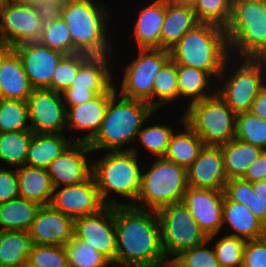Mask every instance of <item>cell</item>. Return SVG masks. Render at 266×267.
<instances>
[{
	"mask_svg": "<svg viewBox=\"0 0 266 267\" xmlns=\"http://www.w3.org/2000/svg\"><path fill=\"white\" fill-rule=\"evenodd\" d=\"M116 267H155L166 256L156 211L115 206Z\"/></svg>",
	"mask_w": 266,
	"mask_h": 267,
	"instance_id": "obj_1",
	"label": "cell"
},
{
	"mask_svg": "<svg viewBox=\"0 0 266 267\" xmlns=\"http://www.w3.org/2000/svg\"><path fill=\"white\" fill-rule=\"evenodd\" d=\"M100 2V0H66L63 3L62 18L72 37L73 54L114 55L117 43L113 35L117 23L112 22L113 15L108 3Z\"/></svg>",
	"mask_w": 266,
	"mask_h": 267,
	"instance_id": "obj_2",
	"label": "cell"
},
{
	"mask_svg": "<svg viewBox=\"0 0 266 267\" xmlns=\"http://www.w3.org/2000/svg\"><path fill=\"white\" fill-rule=\"evenodd\" d=\"M92 156V175L105 205L134 206L144 159L133 151L94 152Z\"/></svg>",
	"mask_w": 266,
	"mask_h": 267,
	"instance_id": "obj_3",
	"label": "cell"
},
{
	"mask_svg": "<svg viewBox=\"0 0 266 267\" xmlns=\"http://www.w3.org/2000/svg\"><path fill=\"white\" fill-rule=\"evenodd\" d=\"M154 112L147 102L123 97L116 91L90 148L93 152L132 151L143 123Z\"/></svg>",
	"mask_w": 266,
	"mask_h": 267,
	"instance_id": "obj_4",
	"label": "cell"
},
{
	"mask_svg": "<svg viewBox=\"0 0 266 267\" xmlns=\"http://www.w3.org/2000/svg\"><path fill=\"white\" fill-rule=\"evenodd\" d=\"M169 51L177 65L206 71L215 80L230 57L225 29L206 23H199L185 33Z\"/></svg>",
	"mask_w": 266,
	"mask_h": 267,
	"instance_id": "obj_5",
	"label": "cell"
},
{
	"mask_svg": "<svg viewBox=\"0 0 266 267\" xmlns=\"http://www.w3.org/2000/svg\"><path fill=\"white\" fill-rule=\"evenodd\" d=\"M118 47L122 48L116 45L113 55L114 70H116L114 71L116 72L114 73L116 75L114 76L116 91L123 97L145 101L153 108L154 81L163 66L171 59L170 51L161 48H135L134 52L136 53L130 52L132 57L129 55L128 63L121 65L117 57L119 56L118 54H122V57L123 53L117 50Z\"/></svg>",
	"mask_w": 266,
	"mask_h": 267,
	"instance_id": "obj_6",
	"label": "cell"
},
{
	"mask_svg": "<svg viewBox=\"0 0 266 267\" xmlns=\"http://www.w3.org/2000/svg\"><path fill=\"white\" fill-rule=\"evenodd\" d=\"M149 159L143 163L140 192L134 207L157 212L181 202L188 187L187 175L184 167L164 157Z\"/></svg>",
	"mask_w": 266,
	"mask_h": 267,
	"instance_id": "obj_7",
	"label": "cell"
},
{
	"mask_svg": "<svg viewBox=\"0 0 266 267\" xmlns=\"http://www.w3.org/2000/svg\"><path fill=\"white\" fill-rule=\"evenodd\" d=\"M265 83V70L260 61L229 57L216 80V93L235 114L248 112Z\"/></svg>",
	"mask_w": 266,
	"mask_h": 267,
	"instance_id": "obj_8",
	"label": "cell"
},
{
	"mask_svg": "<svg viewBox=\"0 0 266 267\" xmlns=\"http://www.w3.org/2000/svg\"><path fill=\"white\" fill-rule=\"evenodd\" d=\"M183 114L204 145L220 147L235 139L237 114L217 93L191 103Z\"/></svg>",
	"mask_w": 266,
	"mask_h": 267,
	"instance_id": "obj_9",
	"label": "cell"
},
{
	"mask_svg": "<svg viewBox=\"0 0 266 267\" xmlns=\"http://www.w3.org/2000/svg\"><path fill=\"white\" fill-rule=\"evenodd\" d=\"M225 33L230 56L247 58L266 41V0H233Z\"/></svg>",
	"mask_w": 266,
	"mask_h": 267,
	"instance_id": "obj_10",
	"label": "cell"
},
{
	"mask_svg": "<svg viewBox=\"0 0 266 267\" xmlns=\"http://www.w3.org/2000/svg\"><path fill=\"white\" fill-rule=\"evenodd\" d=\"M157 215L166 257H177L181 252L207 240L190 210L182 202L159 209Z\"/></svg>",
	"mask_w": 266,
	"mask_h": 267,
	"instance_id": "obj_11",
	"label": "cell"
},
{
	"mask_svg": "<svg viewBox=\"0 0 266 267\" xmlns=\"http://www.w3.org/2000/svg\"><path fill=\"white\" fill-rule=\"evenodd\" d=\"M113 55L90 56L79 68L72 84L62 94L66 107L91 101L114 84Z\"/></svg>",
	"mask_w": 266,
	"mask_h": 267,
	"instance_id": "obj_12",
	"label": "cell"
},
{
	"mask_svg": "<svg viewBox=\"0 0 266 267\" xmlns=\"http://www.w3.org/2000/svg\"><path fill=\"white\" fill-rule=\"evenodd\" d=\"M42 29L34 4L8 0L0 8V43L14 48L23 43L38 42Z\"/></svg>",
	"mask_w": 266,
	"mask_h": 267,
	"instance_id": "obj_13",
	"label": "cell"
},
{
	"mask_svg": "<svg viewBox=\"0 0 266 267\" xmlns=\"http://www.w3.org/2000/svg\"><path fill=\"white\" fill-rule=\"evenodd\" d=\"M27 106L33 133H66V106L61 93L51 89H33Z\"/></svg>",
	"mask_w": 266,
	"mask_h": 267,
	"instance_id": "obj_14",
	"label": "cell"
},
{
	"mask_svg": "<svg viewBox=\"0 0 266 267\" xmlns=\"http://www.w3.org/2000/svg\"><path fill=\"white\" fill-rule=\"evenodd\" d=\"M74 235L104 255L116 267V229L114 207L74 220Z\"/></svg>",
	"mask_w": 266,
	"mask_h": 267,
	"instance_id": "obj_15",
	"label": "cell"
},
{
	"mask_svg": "<svg viewBox=\"0 0 266 267\" xmlns=\"http://www.w3.org/2000/svg\"><path fill=\"white\" fill-rule=\"evenodd\" d=\"M50 206L73 220L106 207L93 175L79 184L55 187Z\"/></svg>",
	"mask_w": 266,
	"mask_h": 267,
	"instance_id": "obj_16",
	"label": "cell"
},
{
	"mask_svg": "<svg viewBox=\"0 0 266 267\" xmlns=\"http://www.w3.org/2000/svg\"><path fill=\"white\" fill-rule=\"evenodd\" d=\"M115 92L113 84L105 93L99 94L91 101L66 107V134H71L69 138L73 142L90 143L94 139L105 118L109 100Z\"/></svg>",
	"mask_w": 266,
	"mask_h": 267,
	"instance_id": "obj_17",
	"label": "cell"
},
{
	"mask_svg": "<svg viewBox=\"0 0 266 267\" xmlns=\"http://www.w3.org/2000/svg\"><path fill=\"white\" fill-rule=\"evenodd\" d=\"M93 153L89 143L72 142L46 168L54 188L87 180L92 175Z\"/></svg>",
	"mask_w": 266,
	"mask_h": 267,
	"instance_id": "obj_18",
	"label": "cell"
},
{
	"mask_svg": "<svg viewBox=\"0 0 266 267\" xmlns=\"http://www.w3.org/2000/svg\"><path fill=\"white\" fill-rule=\"evenodd\" d=\"M224 190L188 186L181 202L190 210L201 231L210 237L223 230Z\"/></svg>",
	"mask_w": 266,
	"mask_h": 267,
	"instance_id": "obj_19",
	"label": "cell"
},
{
	"mask_svg": "<svg viewBox=\"0 0 266 267\" xmlns=\"http://www.w3.org/2000/svg\"><path fill=\"white\" fill-rule=\"evenodd\" d=\"M20 57L33 89H51L53 73L65 55L40 44L28 42L12 48Z\"/></svg>",
	"mask_w": 266,
	"mask_h": 267,
	"instance_id": "obj_20",
	"label": "cell"
},
{
	"mask_svg": "<svg viewBox=\"0 0 266 267\" xmlns=\"http://www.w3.org/2000/svg\"><path fill=\"white\" fill-rule=\"evenodd\" d=\"M145 3V5H144ZM143 4V5H141ZM135 9L131 26V43L136 49L161 48V29L165 16V0H147ZM139 6H141L139 8Z\"/></svg>",
	"mask_w": 266,
	"mask_h": 267,
	"instance_id": "obj_21",
	"label": "cell"
},
{
	"mask_svg": "<svg viewBox=\"0 0 266 267\" xmlns=\"http://www.w3.org/2000/svg\"><path fill=\"white\" fill-rule=\"evenodd\" d=\"M28 234L32 244L65 246L74 235V220L49 206H41Z\"/></svg>",
	"mask_w": 266,
	"mask_h": 267,
	"instance_id": "obj_22",
	"label": "cell"
},
{
	"mask_svg": "<svg viewBox=\"0 0 266 267\" xmlns=\"http://www.w3.org/2000/svg\"><path fill=\"white\" fill-rule=\"evenodd\" d=\"M186 175L190 187L224 190L228 179L221 147L204 145L197 159L186 169Z\"/></svg>",
	"mask_w": 266,
	"mask_h": 267,
	"instance_id": "obj_23",
	"label": "cell"
},
{
	"mask_svg": "<svg viewBox=\"0 0 266 267\" xmlns=\"http://www.w3.org/2000/svg\"><path fill=\"white\" fill-rule=\"evenodd\" d=\"M222 231L226 235L249 241L265 237L266 225L248 207L230 200L225 195L223 200Z\"/></svg>",
	"mask_w": 266,
	"mask_h": 267,
	"instance_id": "obj_24",
	"label": "cell"
},
{
	"mask_svg": "<svg viewBox=\"0 0 266 267\" xmlns=\"http://www.w3.org/2000/svg\"><path fill=\"white\" fill-rule=\"evenodd\" d=\"M154 114L157 116V111H155L151 116H149V118L143 123L142 128L138 132L135 144L132 149L133 152H135L139 157L144 160L145 158L148 160L149 157H163L166 153L172 134L178 128L177 126H179L178 123H176V125L174 123L168 124L166 118H164V121L160 119L157 123L153 122L156 121L155 119H153L155 118L153 117L155 116ZM139 148L143 153L140 152Z\"/></svg>",
	"mask_w": 266,
	"mask_h": 267,
	"instance_id": "obj_25",
	"label": "cell"
},
{
	"mask_svg": "<svg viewBox=\"0 0 266 267\" xmlns=\"http://www.w3.org/2000/svg\"><path fill=\"white\" fill-rule=\"evenodd\" d=\"M177 87L179 104L183 102L178 107L184 112L191 103L213 96L216 93V80L206 71L177 65Z\"/></svg>",
	"mask_w": 266,
	"mask_h": 267,
	"instance_id": "obj_26",
	"label": "cell"
},
{
	"mask_svg": "<svg viewBox=\"0 0 266 267\" xmlns=\"http://www.w3.org/2000/svg\"><path fill=\"white\" fill-rule=\"evenodd\" d=\"M32 90L21 59L12 49L0 64V99L27 101Z\"/></svg>",
	"mask_w": 266,
	"mask_h": 267,
	"instance_id": "obj_27",
	"label": "cell"
},
{
	"mask_svg": "<svg viewBox=\"0 0 266 267\" xmlns=\"http://www.w3.org/2000/svg\"><path fill=\"white\" fill-rule=\"evenodd\" d=\"M179 115L176 120L180 126L172 134L163 157L187 169L197 159L204 143L186 124L183 112Z\"/></svg>",
	"mask_w": 266,
	"mask_h": 267,
	"instance_id": "obj_28",
	"label": "cell"
},
{
	"mask_svg": "<svg viewBox=\"0 0 266 267\" xmlns=\"http://www.w3.org/2000/svg\"><path fill=\"white\" fill-rule=\"evenodd\" d=\"M19 195L41 206H49L54 186L45 168L23 165L16 168Z\"/></svg>",
	"mask_w": 266,
	"mask_h": 267,
	"instance_id": "obj_29",
	"label": "cell"
},
{
	"mask_svg": "<svg viewBox=\"0 0 266 267\" xmlns=\"http://www.w3.org/2000/svg\"><path fill=\"white\" fill-rule=\"evenodd\" d=\"M199 24L193 8L165 0V16L161 29V49L170 50L189 30Z\"/></svg>",
	"mask_w": 266,
	"mask_h": 267,
	"instance_id": "obj_30",
	"label": "cell"
},
{
	"mask_svg": "<svg viewBox=\"0 0 266 267\" xmlns=\"http://www.w3.org/2000/svg\"><path fill=\"white\" fill-rule=\"evenodd\" d=\"M68 137L66 134L33 133L26 164L46 169L73 142Z\"/></svg>",
	"mask_w": 266,
	"mask_h": 267,
	"instance_id": "obj_31",
	"label": "cell"
},
{
	"mask_svg": "<svg viewBox=\"0 0 266 267\" xmlns=\"http://www.w3.org/2000/svg\"><path fill=\"white\" fill-rule=\"evenodd\" d=\"M40 207L22 197L0 203V231H28Z\"/></svg>",
	"mask_w": 266,
	"mask_h": 267,
	"instance_id": "obj_32",
	"label": "cell"
},
{
	"mask_svg": "<svg viewBox=\"0 0 266 267\" xmlns=\"http://www.w3.org/2000/svg\"><path fill=\"white\" fill-rule=\"evenodd\" d=\"M220 147L228 180L242 178L247 168L263 151L259 147L236 138Z\"/></svg>",
	"mask_w": 266,
	"mask_h": 267,
	"instance_id": "obj_33",
	"label": "cell"
},
{
	"mask_svg": "<svg viewBox=\"0 0 266 267\" xmlns=\"http://www.w3.org/2000/svg\"><path fill=\"white\" fill-rule=\"evenodd\" d=\"M32 245L28 231H0V267H26Z\"/></svg>",
	"mask_w": 266,
	"mask_h": 267,
	"instance_id": "obj_34",
	"label": "cell"
},
{
	"mask_svg": "<svg viewBox=\"0 0 266 267\" xmlns=\"http://www.w3.org/2000/svg\"><path fill=\"white\" fill-rule=\"evenodd\" d=\"M32 135L31 130L0 133V167L25 165Z\"/></svg>",
	"mask_w": 266,
	"mask_h": 267,
	"instance_id": "obj_35",
	"label": "cell"
},
{
	"mask_svg": "<svg viewBox=\"0 0 266 267\" xmlns=\"http://www.w3.org/2000/svg\"><path fill=\"white\" fill-rule=\"evenodd\" d=\"M178 101L177 64L170 59L155 78L153 85V109L160 112L162 109L164 110V108L169 107L168 110H170L171 107L179 104Z\"/></svg>",
	"mask_w": 266,
	"mask_h": 267,
	"instance_id": "obj_36",
	"label": "cell"
},
{
	"mask_svg": "<svg viewBox=\"0 0 266 267\" xmlns=\"http://www.w3.org/2000/svg\"><path fill=\"white\" fill-rule=\"evenodd\" d=\"M207 240L212 244L221 267H242L245 239L219 233Z\"/></svg>",
	"mask_w": 266,
	"mask_h": 267,
	"instance_id": "obj_37",
	"label": "cell"
},
{
	"mask_svg": "<svg viewBox=\"0 0 266 267\" xmlns=\"http://www.w3.org/2000/svg\"><path fill=\"white\" fill-rule=\"evenodd\" d=\"M69 267H113V264L89 243L75 235L64 246Z\"/></svg>",
	"mask_w": 266,
	"mask_h": 267,
	"instance_id": "obj_38",
	"label": "cell"
},
{
	"mask_svg": "<svg viewBox=\"0 0 266 267\" xmlns=\"http://www.w3.org/2000/svg\"><path fill=\"white\" fill-rule=\"evenodd\" d=\"M30 130L27 101L0 99V133Z\"/></svg>",
	"mask_w": 266,
	"mask_h": 267,
	"instance_id": "obj_39",
	"label": "cell"
},
{
	"mask_svg": "<svg viewBox=\"0 0 266 267\" xmlns=\"http://www.w3.org/2000/svg\"><path fill=\"white\" fill-rule=\"evenodd\" d=\"M235 138L266 150V120L250 111L237 114Z\"/></svg>",
	"mask_w": 266,
	"mask_h": 267,
	"instance_id": "obj_40",
	"label": "cell"
},
{
	"mask_svg": "<svg viewBox=\"0 0 266 267\" xmlns=\"http://www.w3.org/2000/svg\"><path fill=\"white\" fill-rule=\"evenodd\" d=\"M232 7L233 0H198L193 10L199 23L225 29L231 19Z\"/></svg>",
	"mask_w": 266,
	"mask_h": 267,
	"instance_id": "obj_41",
	"label": "cell"
},
{
	"mask_svg": "<svg viewBox=\"0 0 266 267\" xmlns=\"http://www.w3.org/2000/svg\"><path fill=\"white\" fill-rule=\"evenodd\" d=\"M83 53L64 55L53 73L51 90L63 93L70 87L81 65L89 58Z\"/></svg>",
	"mask_w": 266,
	"mask_h": 267,
	"instance_id": "obj_42",
	"label": "cell"
},
{
	"mask_svg": "<svg viewBox=\"0 0 266 267\" xmlns=\"http://www.w3.org/2000/svg\"><path fill=\"white\" fill-rule=\"evenodd\" d=\"M38 42L65 55L73 54L72 37L63 18L43 26Z\"/></svg>",
	"mask_w": 266,
	"mask_h": 267,
	"instance_id": "obj_43",
	"label": "cell"
},
{
	"mask_svg": "<svg viewBox=\"0 0 266 267\" xmlns=\"http://www.w3.org/2000/svg\"><path fill=\"white\" fill-rule=\"evenodd\" d=\"M26 267H69L64 246L33 244Z\"/></svg>",
	"mask_w": 266,
	"mask_h": 267,
	"instance_id": "obj_44",
	"label": "cell"
},
{
	"mask_svg": "<svg viewBox=\"0 0 266 267\" xmlns=\"http://www.w3.org/2000/svg\"><path fill=\"white\" fill-rule=\"evenodd\" d=\"M210 245L206 240L198 246L181 252L176 258L185 267H221Z\"/></svg>",
	"mask_w": 266,
	"mask_h": 267,
	"instance_id": "obj_45",
	"label": "cell"
},
{
	"mask_svg": "<svg viewBox=\"0 0 266 267\" xmlns=\"http://www.w3.org/2000/svg\"><path fill=\"white\" fill-rule=\"evenodd\" d=\"M242 267H266V236L246 241Z\"/></svg>",
	"mask_w": 266,
	"mask_h": 267,
	"instance_id": "obj_46",
	"label": "cell"
},
{
	"mask_svg": "<svg viewBox=\"0 0 266 267\" xmlns=\"http://www.w3.org/2000/svg\"><path fill=\"white\" fill-rule=\"evenodd\" d=\"M251 191L253 185L251 182L242 178H234L227 181L225 185V195L237 203H241L250 209Z\"/></svg>",
	"mask_w": 266,
	"mask_h": 267,
	"instance_id": "obj_47",
	"label": "cell"
},
{
	"mask_svg": "<svg viewBox=\"0 0 266 267\" xmlns=\"http://www.w3.org/2000/svg\"><path fill=\"white\" fill-rule=\"evenodd\" d=\"M20 197L16 168L0 167V203Z\"/></svg>",
	"mask_w": 266,
	"mask_h": 267,
	"instance_id": "obj_48",
	"label": "cell"
},
{
	"mask_svg": "<svg viewBox=\"0 0 266 267\" xmlns=\"http://www.w3.org/2000/svg\"><path fill=\"white\" fill-rule=\"evenodd\" d=\"M42 26L51 24L62 18L63 3H37L34 4Z\"/></svg>",
	"mask_w": 266,
	"mask_h": 267,
	"instance_id": "obj_49",
	"label": "cell"
},
{
	"mask_svg": "<svg viewBox=\"0 0 266 267\" xmlns=\"http://www.w3.org/2000/svg\"><path fill=\"white\" fill-rule=\"evenodd\" d=\"M242 179L251 183L266 180V150L247 168Z\"/></svg>",
	"mask_w": 266,
	"mask_h": 267,
	"instance_id": "obj_50",
	"label": "cell"
},
{
	"mask_svg": "<svg viewBox=\"0 0 266 267\" xmlns=\"http://www.w3.org/2000/svg\"><path fill=\"white\" fill-rule=\"evenodd\" d=\"M250 112L266 120V82L261 86Z\"/></svg>",
	"mask_w": 266,
	"mask_h": 267,
	"instance_id": "obj_51",
	"label": "cell"
},
{
	"mask_svg": "<svg viewBox=\"0 0 266 267\" xmlns=\"http://www.w3.org/2000/svg\"><path fill=\"white\" fill-rule=\"evenodd\" d=\"M250 210L266 225V202L258 200L254 191H251Z\"/></svg>",
	"mask_w": 266,
	"mask_h": 267,
	"instance_id": "obj_52",
	"label": "cell"
},
{
	"mask_svg": "<svg viewBox=\"0 0 266 267\" xmlns=\"http://www.w3.org/2000/svg\"><path fill=\"white\" fill-rule=\"evenodd\" d=\"M252 185L258 200L266 202V180L253 182Z\"/></svg>",
	"mask_w": 266,
	"mask_h": 267,
	"instance_id": "obj_53",
	"label": "cell"
},
{
	"mask_svg": "<svg viewBox=\"0 0 266 267\" xmlns=\"http://www.w3.org/2000/svg\"><path fill=\"white\" fill-rule=\"evenodd\" d=\"M266 57V41L262 43L246 58L252 61H261Z\"/></svg>",
	"mask_w": 266,
	"mask_h": 267,
	"instance_id": "obj_54",
	"label": "cell"
},
{
	"mask_svg": "<svg viewBox=\"0 0 266 267\" xmlns=\"http://www.w3.org/2000/svg\"><path fill=\"white\" fill-rule=\"evenodd\" d=\"M155 267H185L176 257H165Z\"/></svg>",
	"mask_w": 266,
	"mask_h": 267,
	"instance_id": "obj_55",
	"label": "cell"
},
{
	"mask_svg": "<svg viewBox=\"0 0 266 267\" xmlns=\"http://www.w3.org/2000/svg\"><path fill=\"white\" fill-rule=\"evenodd\" d=\"M168 1L175 5L194 8L198 0H168Z\"/></svg>",
	"mask_w": 266,
	"mask_h": 267,
	"instance_id": "obj_56",
	"label": "cell"
},
{
	"mask_svg": "<svg viewBox=\"0 0 266 267\" xmlns=\"http://www.w3.org/2000/svg\"><path fill=\"white\" fill-rule=\"evenodd\" d=\"M12 50L8 45L0 43V64L2 59Z\"/></svg>",
	"mask_w": 266,
	"mask_h": 267,
	"instance_id": "obj_57",
	"label": "cell"
},
{
	"mask_svg": "<svg viewBox=\"0 0 266 267\" xmlns=\"http://www.w3.org/2000/svg\"><path fill=\"white\" fill-rule=\"evenodd\" d=\"M28 3L37 4V3H64L66 0H23Z\"/></svg>",
	"mask_w": 266,
	"mask_h": 267,
	"instance_id": "obj_58",
	"label": "cell"
},
{
	"mask_svg": "<svg viewBox=\"0 0 266 267\" xmlns=\"http://www.w3.org/2000/svg\"><path fill=\"white\" fill-rule=\"evenodd\" d=\"M263 64L265 70V82H266V57L260 61Z\"/></svg>",
	"mask_w": 266,
	"mask_h": 267,
	"instance_id": "obj_59",
	"label": "cell"
},
{
	"mask_svg": "<svg viewBox=\"0 0 266 267\" xmlns=\"http://www.w3.org/2000/svg\"><path fill=\"white\" fill-rule=\"evenodd\" d=\"M8 0H0V8L7 2Z\"/></svg>",
	"mask_w": 266,
	"mask_h": 267,
	"instance_id": "obj_60",
	"label": "cell"
}]
</instances>
